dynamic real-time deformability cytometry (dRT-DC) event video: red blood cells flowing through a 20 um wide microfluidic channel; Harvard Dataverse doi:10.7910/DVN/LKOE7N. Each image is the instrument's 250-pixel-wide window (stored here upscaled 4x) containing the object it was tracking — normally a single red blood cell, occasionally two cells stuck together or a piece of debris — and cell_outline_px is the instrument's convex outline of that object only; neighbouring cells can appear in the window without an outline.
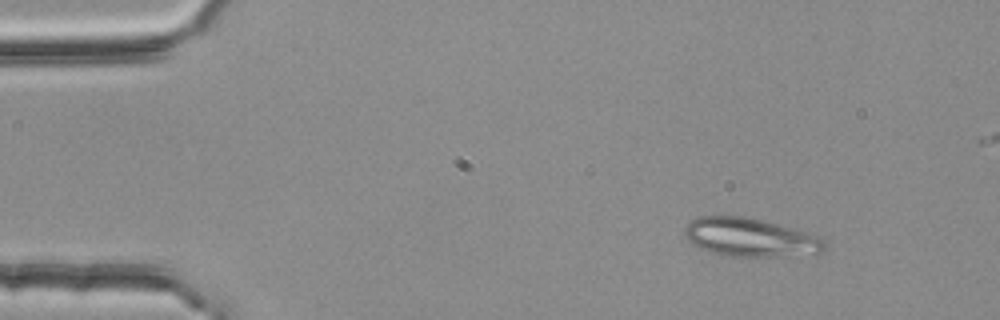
{"species": "common noctule bat (a hibernating species)", "species_latin": "Nyctalus noctula", "temperature_condition": "room temperature", "stored_images_in_passage": 2, "camera_frame_rate_fps": 3000, "um_per_image_px": 0.085, "animal": {"sex": "female", "body_mass_g": 25.1}, "frame": {"image": 1, "passage_image": 2, "time_ms": 0.333, "image_size_px": [1000, 320], "cell_outline_px": [[828, 244], [820, 256], [732, 256], [712, 252], [700, 248], [688, 240], [684, 236], [684, 228], [696, 216], [744, 216], [812, 232], [820, 236]], "centroid_in_image_um": [63.89, 20.19], "position_along_channel_um": 21.1, "area_um2": 32.02}}